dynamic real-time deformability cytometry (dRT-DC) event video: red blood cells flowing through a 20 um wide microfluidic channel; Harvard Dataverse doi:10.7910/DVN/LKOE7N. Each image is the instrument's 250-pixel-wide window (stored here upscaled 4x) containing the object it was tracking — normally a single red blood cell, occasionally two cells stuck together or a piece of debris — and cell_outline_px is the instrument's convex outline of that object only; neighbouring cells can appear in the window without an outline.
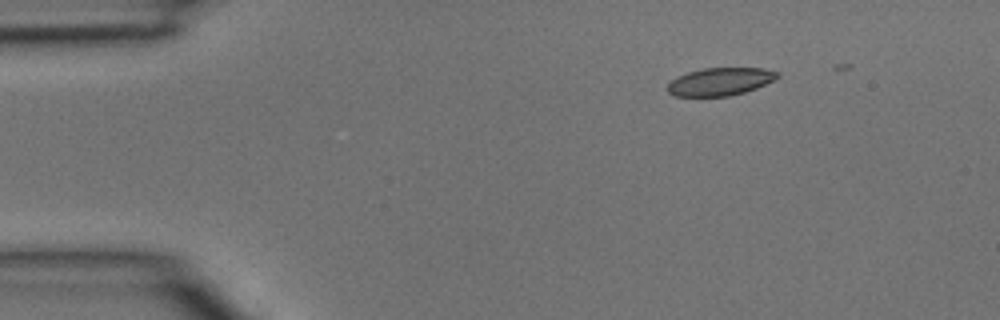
{"species": "common noctule bat (a hibernating species)", "species_latin": "Nyctalus noctula", "temperature_condition": "room temperature", "stored_images_in_passage": 4, "camera_frame_rate_fps": 3000, "um_per_image_px": 0.085, "animal": {"sex": "male", "body_mass_g": 15.6}, "frame": {"image": 1, "passage_image": 2, "time_ms": 0.333, "image_size_px": [1000, 320], "cell_outline_px": [[780, 76], [776, 80], [756, 88], [744, 92], [728, 96], [676, 96], [668, 92], [668, 84], [676, 76], [688, 72], [704, 68], [764, 68], [780, 72]], "centroid_in_image_um": [61.25, 6.93], "position_along_channel_um": 23.7, "area_um2": 17.86}}
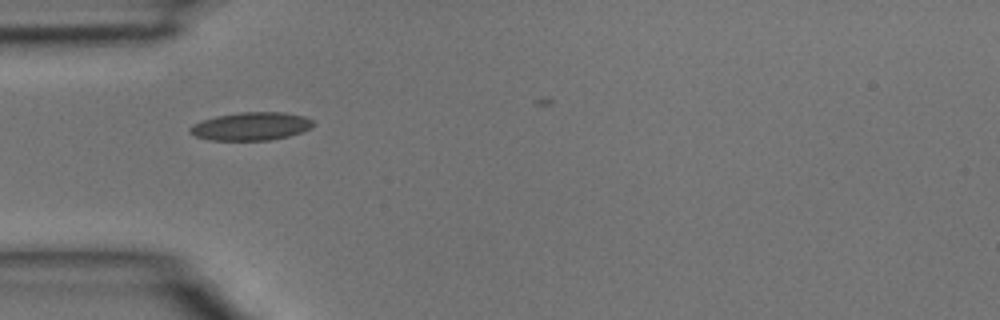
{"frame": {"image": 2, "passage_image": 4, "time_ms": 1.0, "image_size_px": [1000, 320], "cell_outline_px": [[312, 124], [308, 128], [300, 132], [288, 136], [272, 140], [208, 140], [196, 136], [188, 132], [188, 128], [192, 124], [216, 116], [240, 112], [284, 112], [304, 116], [312, 120]], "centroid_in_image_um": [21.29, 10.73], "position_along_channel_um": 63.7, "area_um2": 20.06}}